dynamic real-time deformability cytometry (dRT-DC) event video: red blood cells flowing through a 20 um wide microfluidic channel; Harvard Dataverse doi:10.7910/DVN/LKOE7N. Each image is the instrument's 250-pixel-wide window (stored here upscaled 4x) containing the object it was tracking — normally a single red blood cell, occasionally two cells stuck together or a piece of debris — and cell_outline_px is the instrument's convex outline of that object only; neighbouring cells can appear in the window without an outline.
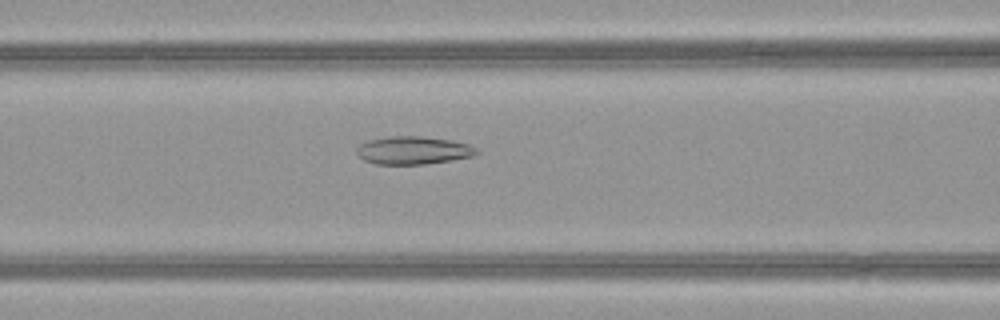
{"species": "common noctule bat (a hibernating species)", "species_latin": "Nyctalus noctula", "temperature_condition": "warm", "stored_images_in_passage": 33, "camera_frame_rate_fps": 3000, "um_per_image_px": 0.085, "animal": {"sex": "female", "body_mass_g": 21.9}, "frame": {"image": 1, "passage_image": 13, "time_ms": 4.0, "image_size_px": [1000, 320], "cell_outline_px": [[480, 152], [476, 156], [428, 164], [376, 164], [364, 160], [356, 152], [356, 148], [360, 144], [368, 140], [392, 136], [420, 136], [452, 140], [468, 144], [476, 148]], "centroid_in_image_um": [35.16, 12.78], "position_along_channel_um": 131.4, "area_um2": 19.65}}
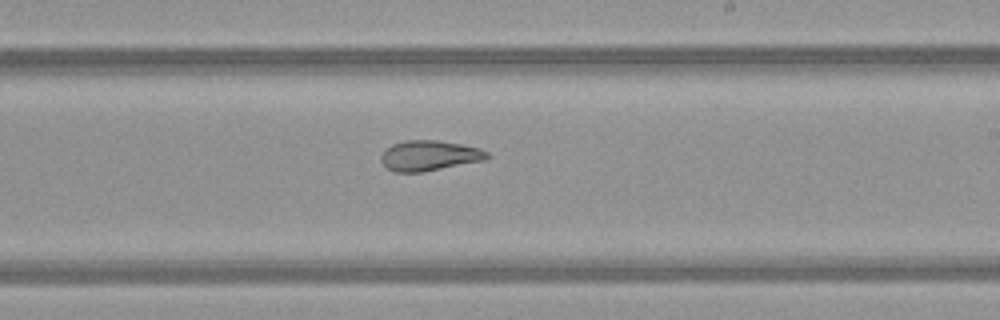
{"frame": {"image": 2, "passage_image": 22, "time_ms": 7.0, "image_size_px": [1000, 320], "cell_outline_px": [[492, 156], [484, 160], [424, 172], [396, 172], [388, 168], [380, 160], [380, 156], [392, 144], [404, 140], [440, 140], [480, 148], [488, 152]], "centroid_in_image_um": [36.52, 13.22], "position_along_channel_um": 252.5, "area_um2": 18.73}}
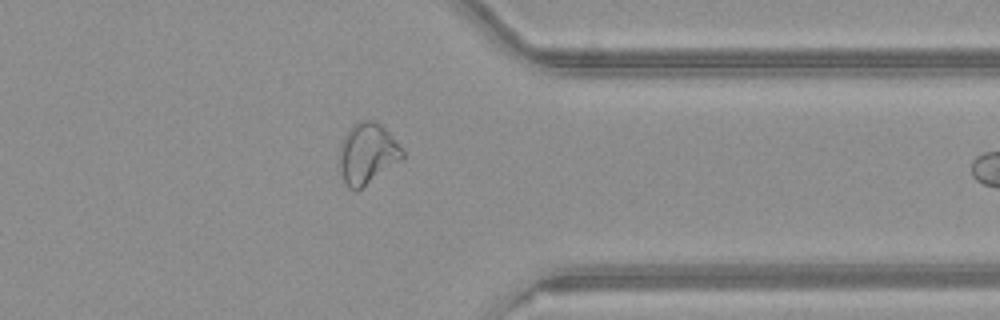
{"frame": {"image": 3, "passage_image": 32, "time_ms": 10.333, "image_size_px": [1000, 320], "cell_outline_px": [[404, 156], [400, 160], [356, 192], [348, 188], [340, 172], [340, 144], [348, 128], [356, 120], [372, 120], [380, 124], [388, 132], [404, 152]], "centroid_in_image_um": [31.18, 13.04], "position_along_channel_um": 380.2, "area_um2": 22.14}}